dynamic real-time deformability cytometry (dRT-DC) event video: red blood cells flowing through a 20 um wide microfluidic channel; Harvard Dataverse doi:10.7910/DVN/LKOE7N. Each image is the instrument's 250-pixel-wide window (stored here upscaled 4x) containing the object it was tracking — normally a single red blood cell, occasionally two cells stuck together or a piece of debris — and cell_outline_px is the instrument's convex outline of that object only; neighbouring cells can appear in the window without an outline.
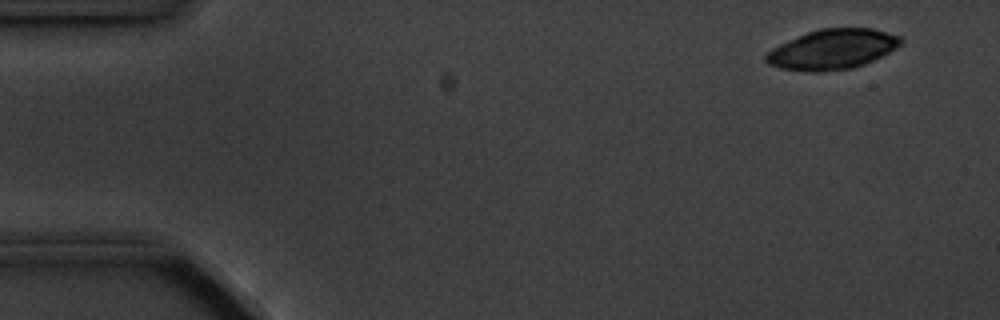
{"species": "common noctule bat (a hibernating species)", "species_latin": "Nyctalus noctula", "temperature_condition": "cold", "stored_images_in_passage": 4, "camera_frame_rate_fps": 3000, "um_per_image_px": 0.085, "animal": {"sex": "male", "body_mass_g": 20.1, "forearm_length_mm": 53.5}, "frame": {"image": 1, "passage_image": 1, "time_ms": 0.0, "image_size_px": [1000, 320], "cell_outline_px": [[904, 40], [896, 48], [864, 64], [852, 68], [820, 72], [808, 72], [780, 68], [768, 64], [764, 60], [764, 56], [772, 48], [780, 44], [808, 32], [820, 28], [872, 28], [900, 36]], "centroid_in_image_um": [70.74, 4.2], "position_along_channel_um": 14.3, "area_um2": 31.27}}